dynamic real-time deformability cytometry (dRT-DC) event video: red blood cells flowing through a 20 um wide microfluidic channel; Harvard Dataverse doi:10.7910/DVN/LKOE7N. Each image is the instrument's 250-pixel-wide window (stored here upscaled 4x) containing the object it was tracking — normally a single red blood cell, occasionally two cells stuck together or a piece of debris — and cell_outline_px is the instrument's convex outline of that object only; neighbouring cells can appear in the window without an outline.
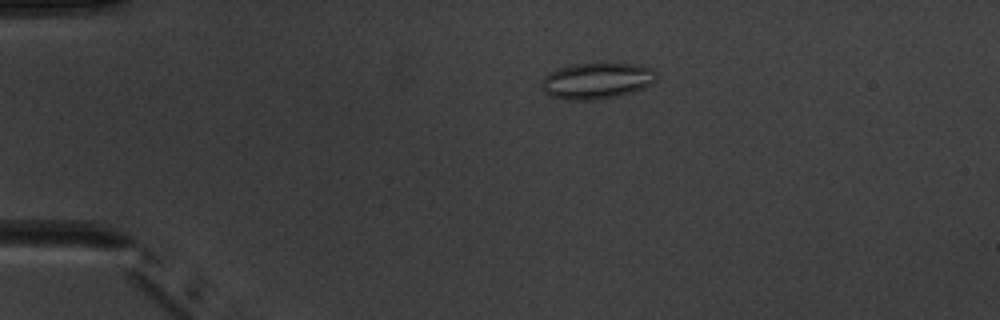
{"species": "common noctule bat (a hibernating species)", "species_latin": "Nyctalus noctula", "temperature_condition": "warm", "stored_images_in_passage": 4, "camera_frame_rate_fps": 3000, "um_per_image_px": 0.085, "animal": {"sex": "male", "body_mass_g": 20.1, "forearm_length_mm": 53.5}, "frame": {"image": 1, "passage_image": 3, "time_ms": 3.333, "image_size_px": [1000, 320], "cell_outline_px": [[656, 80], [652, 84], [644, 88], [632, 92], [616, 96], [596, 100], [568, 100], [552, 96], [544, 92], [540, 84], [544, 76], [548, 72], [556, 68], [576, 64], [636, 64], [652, 68], [656, 72]], "centroid_in_image_um": [50.71, 6.87], "position_along_channel_um": 34.3, "area_um2": 24.28}}